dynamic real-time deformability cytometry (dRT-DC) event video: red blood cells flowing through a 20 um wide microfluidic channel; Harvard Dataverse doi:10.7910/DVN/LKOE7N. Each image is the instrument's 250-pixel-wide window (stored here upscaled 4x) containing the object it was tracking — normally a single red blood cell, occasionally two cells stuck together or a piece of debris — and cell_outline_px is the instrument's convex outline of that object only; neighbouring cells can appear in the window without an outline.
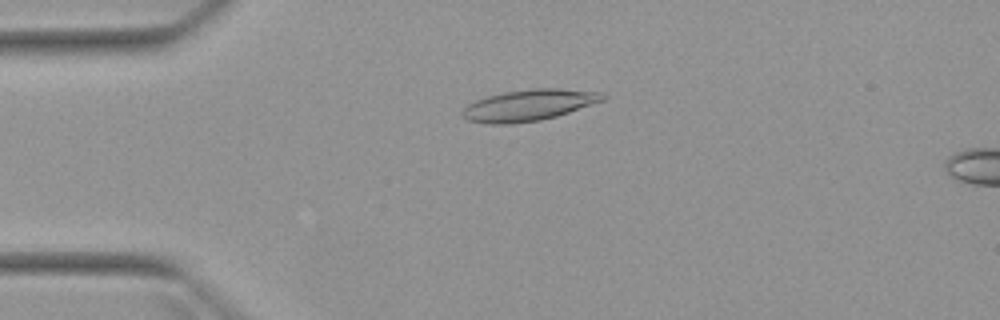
{"species": "Egyptian fruit bat (a non-hibernating species)", "species_latin": "Rousettus aegyptiacus", "temperature_condition": "warm", "stored_images_in_passage": 5, "camera_frame_rate_fps": 3000, "um_per_image_px": 0.085, "animal": {"sex": "female"}, "frame": {"image": 1, "passage_image": 4, "time_ms": 3.333, "image_size_px": [1000, 320], "cell_outline_px": [[608, 96], [604, 100], [556, 116], [540, 120], [512, 124], [488, 124], [468, 120], [460, 112], [468, 104], [476, 100], [488, 96], [504, 92], [532, 88], [560, 88], [604, 92]], "centroid_in_image_um": [44.97, 8.93], "position_along_channel_um": 40.0, "area_um2": 25.61}}